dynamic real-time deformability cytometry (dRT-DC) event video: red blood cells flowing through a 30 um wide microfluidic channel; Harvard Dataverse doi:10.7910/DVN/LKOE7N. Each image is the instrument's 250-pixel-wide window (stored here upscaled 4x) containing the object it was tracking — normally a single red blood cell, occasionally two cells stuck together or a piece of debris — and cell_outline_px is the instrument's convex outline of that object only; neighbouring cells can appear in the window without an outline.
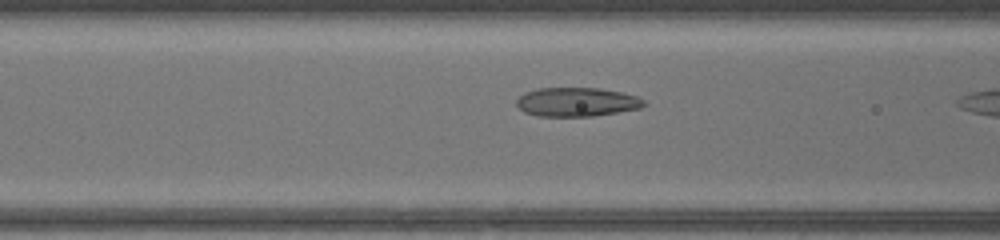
{"species": "common noctule bat (a hibernating species)", "species_latin": "Nyctalus noctula", "temperature_condition": "warm", "stored_images_in_passage": 10, "camera_frame_rate_fps": 3000, "um_per_image_px": 0.085, "animal": {"sex": "female", "body_mass_g": 17.0, "forearm_length_mm": 48.0}, "frame": {"image": 1, "passage_image": 5, "time_ms": 1.333, "image_size_px": [1000, 240], "cell_outline_px": [[648, 104], [640, 108], [592, 116], [536, 116], [524, 112], [516, 104], [516, 100], [524, 92], [536, 88], [600, 88], [620, 92], [636, 96], [644, 100]], "centroid_in_image_um": [49.0, 8.66], "position_along_channel_um": 117.6, "area_um2": 21.5}}
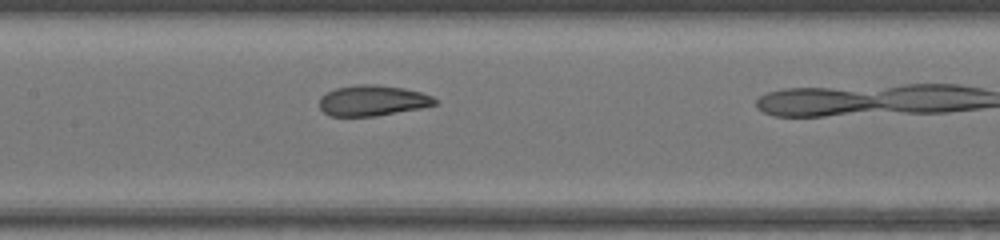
{"frame": {"image": 2, "passage_image": 9, "time_ms": 2.667, "image_size_px": [1000, 240], "cell_outline_px": [[436, 104], [420, 108], [376, 116], [328, 116], [320, 108], [320, 96], [336, 88], [360, 84], [376, 84], [404, 88], [420, 92], [432, 96], [436, 100]], "centroid_in_image_um": [31.65, 8.55], "position_along_channel_um": 175.8, "area_um2": 20.52}}